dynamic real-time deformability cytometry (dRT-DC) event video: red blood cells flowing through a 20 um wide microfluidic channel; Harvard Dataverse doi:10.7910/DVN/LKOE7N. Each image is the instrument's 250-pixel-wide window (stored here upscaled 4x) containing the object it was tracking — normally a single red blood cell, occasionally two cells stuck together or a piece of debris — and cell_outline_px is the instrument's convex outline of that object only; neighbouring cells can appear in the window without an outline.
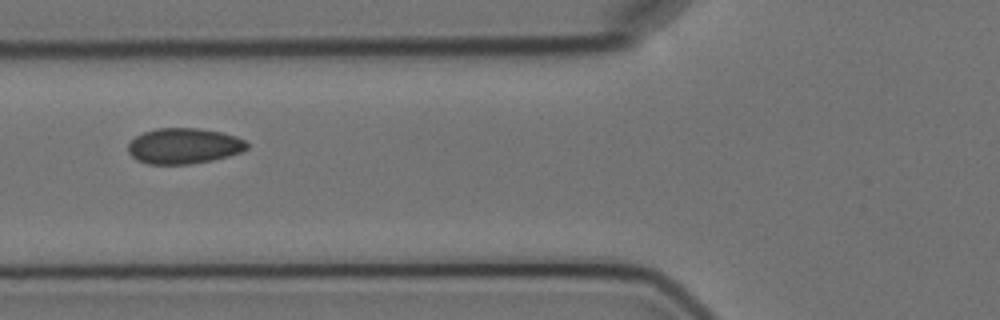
{"species": "Egyptian fruit bat (a non-hibernating species)", "species_latin": "Rousettus aegyptiacus", "temperature_condition": "cold", "stored_images_in_passage": 15, "camera_frame_rate_fps": 3000, "um_per_image_px": 0.085, "animal": {"sex": "female"}, "frame": {"image": 1, "passage_image": 6, "time_ms": 7.333, "image_size_px": [1000, 320], "cell_outline_px": [[248, 148], [240, 152], [228, 156], [212, 160], [188, 164], [148, 164], [136, 160], [128, 152], [128, 144], [136, 136], [144, 132], [156, 128], [196, 128], [220, 132], [236, 136], [244, 140], [248, 144]], "centroid_in_image_um": [15.61, 12.41], "position_along_channel_um": 110.2, "area_um2": 24.62}}
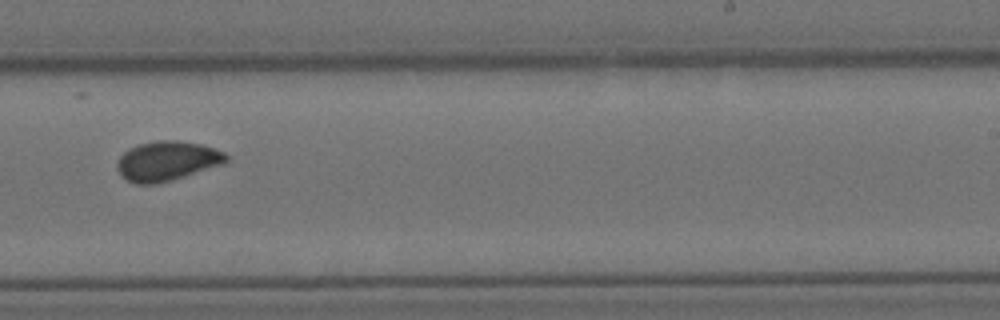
{"frame": {"image": 2, "passage_image": 10, "time_ms": 12.0, "image_size_px": [1000, 320], "cell_outline_px": [[228, 160], [224, 164], [172, 180], [156, 184], [136, 184], [120, 176], [116, 168], [116, 164], [120, 156], [128, 148], [140, 144], [156, 140], [176, 140], [200, 144], [224, 152], [228, 156]], "centroid_in_image_um": [14.18, 13.69], "position_along_channel_um": 274.8, "area_um2": 25.26}}
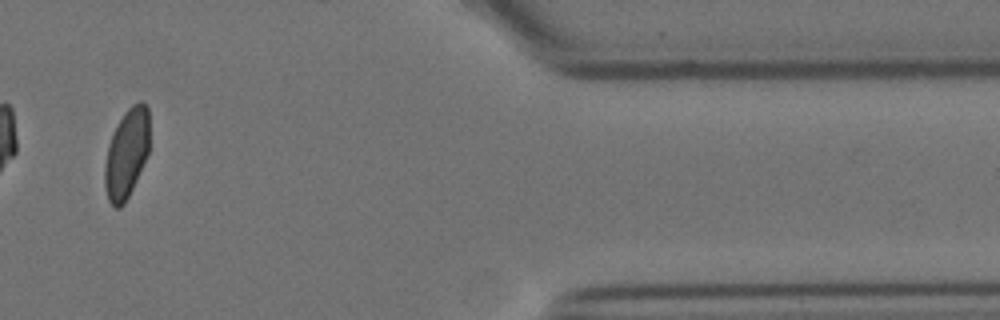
{"frame": {"image": 3, "passage_image": 14, "time_ms": 16.667, "image_size_px": [1000, 320], "cell_outline_px": [[148, 152], [136, 180], [124, 204], [120, 208], [116, 208], [108, 200], [104, 184], [104, 164], [108, 144], [124, 112], [132, 104], [140, 100], [148, 108]], "centroid_in_image_um": [10.74, 13.06], "position_along_channel_um": 400.7, "area_um2": 22.95}}